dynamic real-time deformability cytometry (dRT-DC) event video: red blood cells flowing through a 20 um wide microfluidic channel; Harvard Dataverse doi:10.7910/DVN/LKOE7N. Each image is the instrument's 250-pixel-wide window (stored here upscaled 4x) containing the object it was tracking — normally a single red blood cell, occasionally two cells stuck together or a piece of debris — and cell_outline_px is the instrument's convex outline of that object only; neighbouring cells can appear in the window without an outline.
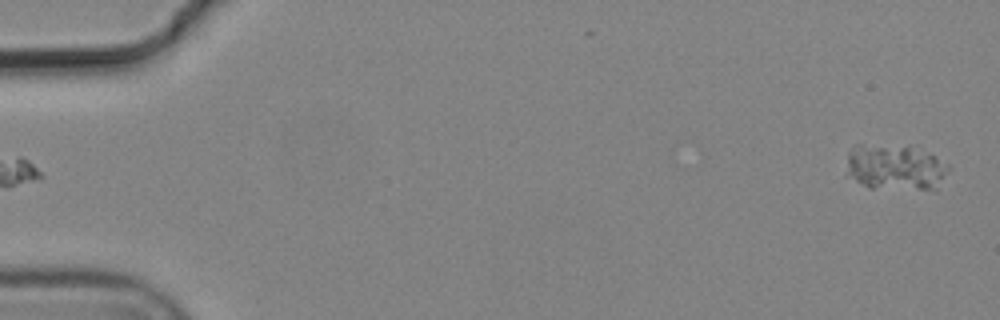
{"species": "common noctule bat (a hibernating species)", "species_latin": "Nyctalus noctula", "temperature_condition": "cold", "stored_images_in_passage": 3, "segment_of_instrument_passage": [2, 2], "camera_frame_rate_fps": 3000, "um_per_image_px": 0.085, "animal": {"sex": "male", "body_mass_g": 19.2, "forearm_length_mm": 51.8}, "frame": {"image": 1, "passage_image": 3, "time_ms": 0.667, "image_size_px": [1000, 320], "cell_outline_px": [[948, 168], [936, 192], [868, 188], [844, 176], [848, 152], [852, 148], [860, 144], [908, 148], [932, 156], [948, 164]], "centroid_in_image_um": [76.02, 14.33], "position_along_channel_um": 9.0, "area_um2": 27.51}}